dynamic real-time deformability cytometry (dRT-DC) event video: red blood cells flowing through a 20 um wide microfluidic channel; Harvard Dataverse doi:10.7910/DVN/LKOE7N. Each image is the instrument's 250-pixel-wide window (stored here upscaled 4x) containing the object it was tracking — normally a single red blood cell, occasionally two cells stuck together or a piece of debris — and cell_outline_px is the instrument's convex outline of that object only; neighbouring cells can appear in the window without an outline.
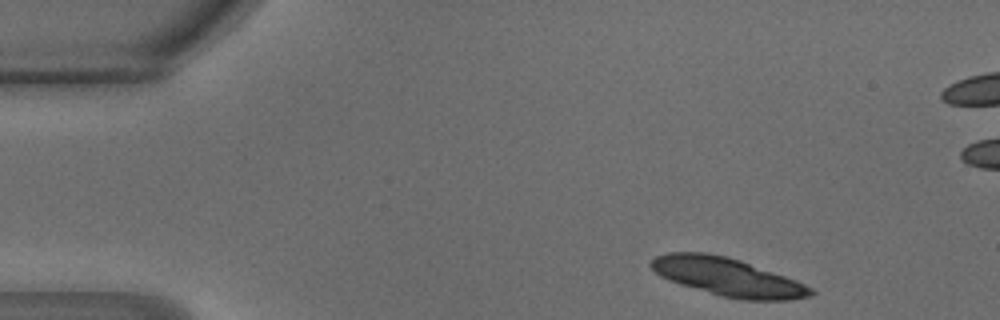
{"species": "common noctule bat (a hibernating species)", "species_latin": "Nyctalus noctula", "temperature_condition": "warm", "stored_images_in_passage": 44, "segment_of_instrument_passage": [1, 2], "camera_frame_rate_fps": 3000, "um_per_image_px": 0.085, "animal": {"sex": "male", "body_mass_g": 18.8}, "frame": {"image": 1, "passage_image": 2, "time_ms": 0.333, "image_size_px": [1000, 320], "cell_outline_px": [[816, 292], [812, 296], [788, 300], [744, 300], [720, 296], [680, 284], [660, 276], [648, 264], [656, 256], [668, 252], [704, 252], [728, 256], [740, 260], [796, 280], [812, 288]], "centroid_in_image_um": [61.85, 23.54], "position_along_channel_um": 23.1, "area_um2": 35.43}}